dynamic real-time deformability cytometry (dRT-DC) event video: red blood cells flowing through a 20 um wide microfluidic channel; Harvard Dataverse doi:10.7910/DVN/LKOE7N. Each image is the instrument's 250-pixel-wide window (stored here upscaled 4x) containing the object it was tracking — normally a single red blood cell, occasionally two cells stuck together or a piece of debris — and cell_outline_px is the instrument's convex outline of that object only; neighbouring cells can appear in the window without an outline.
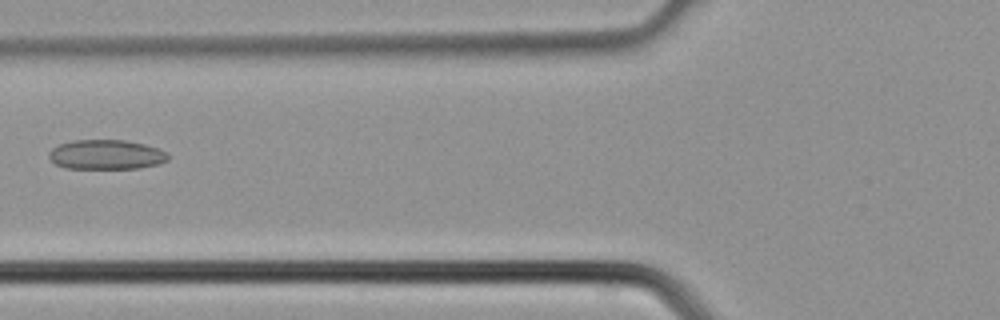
{"species": "common noctule bat (a hibernating species)", "species_latin": "Nyctalus noctula", "temperature_condition": "cold", "stored_images_in_passage": 5, "camera_frame_rate_fps": 3000, "um_per_image_px": 0.085, "animal": {"sex": "male", "body_mass_g": 21.5, "forearm_length_mm": 52.0}, "frame": {"image": 1, "passage_image": 5, "time_ms": 1.333, "image_size_px": [1000, 320], "cell_outline_px": [[168, 160], [160, 164], [140, 168], [64, 168], [56, 164], [48, 156], [48, 152], [52, 148], [60, 144], [72, 140], [124, 140], [144, 144], [160, 148], [168, 152]], "centroid_in_image_um": [9.06, 13.14], "position_along_channel_um": 116.7, "area_um2": 20.69}}